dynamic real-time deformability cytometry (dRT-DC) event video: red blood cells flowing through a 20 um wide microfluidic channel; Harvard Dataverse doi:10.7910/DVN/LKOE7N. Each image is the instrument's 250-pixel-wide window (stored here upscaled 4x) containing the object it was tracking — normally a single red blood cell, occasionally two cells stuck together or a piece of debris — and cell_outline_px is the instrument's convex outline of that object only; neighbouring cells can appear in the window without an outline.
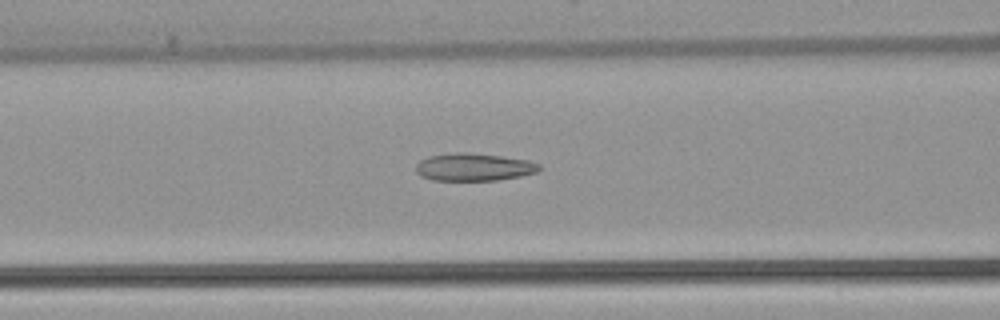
{"species": "common noctule bat (a hibernating species)", "species_latin": "Nyctalus noctula", "temperature_condition": "warm", "stored_images_in_passage": 52, "camera_frame_rate_fps": 3000, "um_per_image_px": 0.085, "animal": {"sex": "female", "body_mass_g": 22.7, "forearm_length_mm": 54.2}, "frame": {"image": 1, "passage_image": 21, "time_ms": 6.667, "image_size_px": [1000, 320], "cell_outline_px": [[540, 168], [536, 172], [520, 176], [496, 180], [432, 180], [420, 176], [416, 172], [416, 164], [420, 160], [428, 156], [456, 152], [464, 152], [500, 156], [528, 160], [540, 164]], "centroid_in_image_um": [40.24, 14.2], "position_along_channel_um": 126.4, "area_um2": 19.77}}
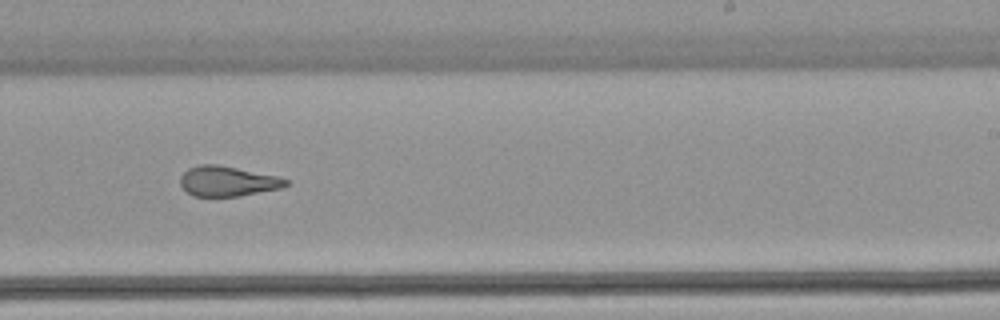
{"frame": {"image": 2, "passage_image": 32, "time_ms": 10.333, "image_size_px": [1000, 320], "cell_outline_px": [[288, 184], [280, 188], [240, 196], [192, 196], [180, 184], [180, 176], [188, 168], [200, 164], [216, 164], [276, 176], [288, 180]], "centroid_in_image_um": [19.3, 15.4], "position_along_channel_um": 269.7, "area_um2": 18.26}}
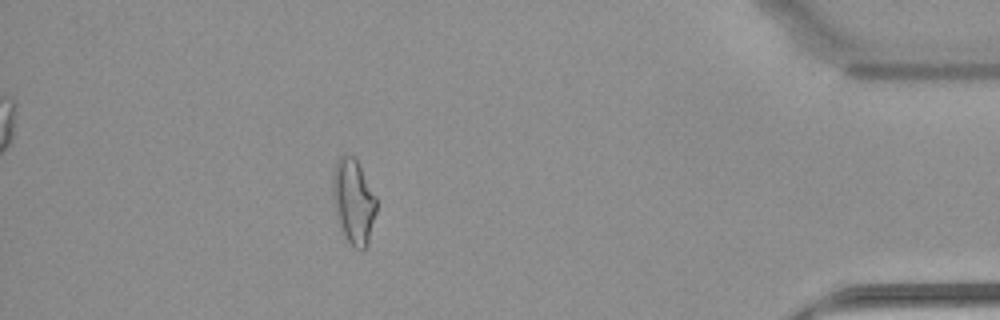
{"frame": {"image": 3, "passage_image": 46, "time_ms": 15.0, "image_size_px": [1000, 320], "cell_outline_px": [[376, 212], [368, 244], [364, 252], [360, 252], [352, 248], [344, 236], [336, 220], [332, 192], [332, 172], [336, 160], [344, 152], [352, 156], [356, 160], [376, 196]], "centroid_in_image_um": [30.02, 17.17], "position_along_channel_um": 405.2, "area_um2": 22.2}, "authors_computed_cell_mechanics": {"area_um2": 20.8658, "velocity_mm_per_s": 3.9205, "shape_relaxation_time_tau1_ms": null, "shape_relaxation_time_tau2_ms": 1.8223, "deformation_change_tau1": null, "deformation_change_tau2": 0.0969}}